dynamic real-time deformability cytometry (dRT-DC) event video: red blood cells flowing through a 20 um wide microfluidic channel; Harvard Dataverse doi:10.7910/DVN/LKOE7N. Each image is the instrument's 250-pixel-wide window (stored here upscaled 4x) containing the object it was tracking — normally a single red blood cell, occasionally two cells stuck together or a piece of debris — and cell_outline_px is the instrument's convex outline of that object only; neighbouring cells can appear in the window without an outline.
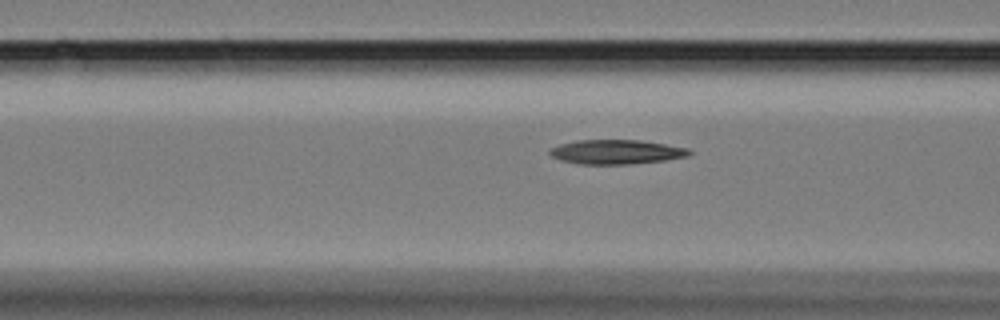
{"species": "Egyptian fruit bat (a non-hibernating species)", "species_latin": "Rousettus aegyptiacus", "temperature_condition": "cold", "stored_images_in_passage": 13, "camera_frame_rate_fps": 3000, "um_per_image_px": 0.085, "animal": {"sex": "female"}, "frame": {"image": 1, "passage_image": 11, "time_ms": 3.333, "image_size_px": [1000, 320], "cell_outline_px": [[692, 152], [688, 156], [664, 160], [628, 164], [580, 164], [560, 160], [552, 156], [548, 152], [548, 148], [560, 144], [576, 140], [640, 140], [688, 148]], "centroid_in_image_um": [52.34, 12.91], "position_along_channel_um": 114.3, "area_um2": 19.77}}